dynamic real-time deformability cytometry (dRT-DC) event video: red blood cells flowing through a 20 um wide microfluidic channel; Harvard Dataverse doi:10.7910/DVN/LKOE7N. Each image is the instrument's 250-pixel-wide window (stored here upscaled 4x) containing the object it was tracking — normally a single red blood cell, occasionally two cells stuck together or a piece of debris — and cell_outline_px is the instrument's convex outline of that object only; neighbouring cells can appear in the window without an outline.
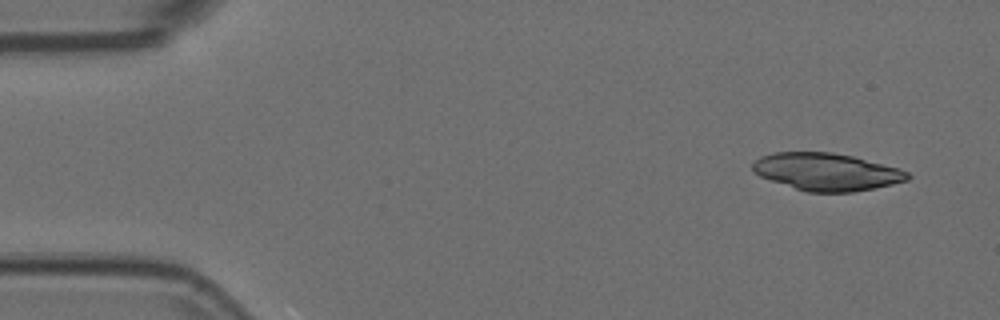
{"species": "Egyptian fruit bat (a non-hibernating species)", "species_latin": "Rousettus aegyptiacus", "temperature_condition": "room temperature", "stored_images_in_passage": 5, "camera_frame_rate_fps": 3000, "um_per_image_px": 0.085, "animal": {"sex": "female"}, "frame": {"image": 1, "passage_image": 1, "time_ms": 0.0, "image_size_px": [1000, 320], "cell_outline_px": [[912, 176], [908, 180], [892, 184], [852, 192], [808, 192], [760, 176], [752, 168], [752, 164], [760, 156], [776, 152], [832, 152], [852, 156], [900, 168], [908, 172]], "centroid_in_image_um": [70.29, 14.59], "position_along_channel_um": 14.7, "area_um2": 33.47}}